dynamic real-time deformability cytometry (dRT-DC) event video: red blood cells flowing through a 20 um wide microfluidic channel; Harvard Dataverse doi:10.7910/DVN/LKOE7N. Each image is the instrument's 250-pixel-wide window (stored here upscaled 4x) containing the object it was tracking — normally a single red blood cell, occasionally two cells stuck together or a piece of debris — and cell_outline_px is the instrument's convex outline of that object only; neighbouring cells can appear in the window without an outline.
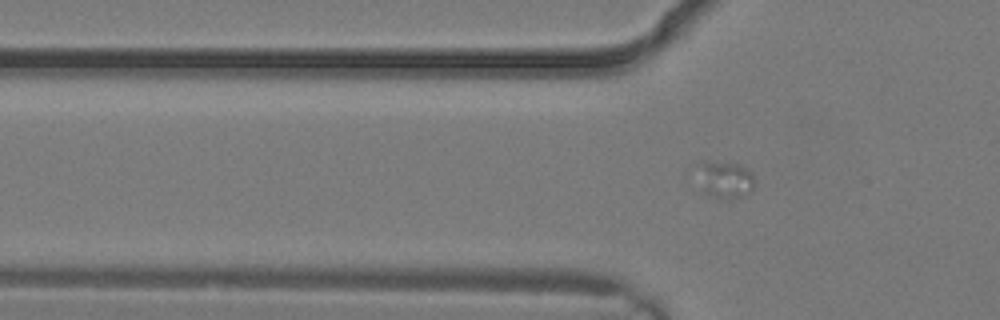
{"species": "common noctule bat (a hibernating species)", "species_latin": "Nyctalus noctula", "temperature_condition": "warm", "stored_images_in_passage": 3, "camera_frame_rate_fps": 3000, "um_per_image_px": 0.085, "animal": {"sex": "male", "body_mass_g": 19.2, "forearm_length_mm": 51.8}, "frame": {"image": 1, "passage_image": 3, "time_ms": 0.667, "image_size_px": [1000, 320], "cell_outline_px": [[756, 180], [752, 192], [736, 200], [728, 200], [712, 196], [704, 192], [696, 164], [700, 160], [708, 160], [740, 164], [752, 172]], "centroid_in_image_um": [61.67, 15.26], "position_along_channel_um": 64.1, "area_um2": 12.95}}